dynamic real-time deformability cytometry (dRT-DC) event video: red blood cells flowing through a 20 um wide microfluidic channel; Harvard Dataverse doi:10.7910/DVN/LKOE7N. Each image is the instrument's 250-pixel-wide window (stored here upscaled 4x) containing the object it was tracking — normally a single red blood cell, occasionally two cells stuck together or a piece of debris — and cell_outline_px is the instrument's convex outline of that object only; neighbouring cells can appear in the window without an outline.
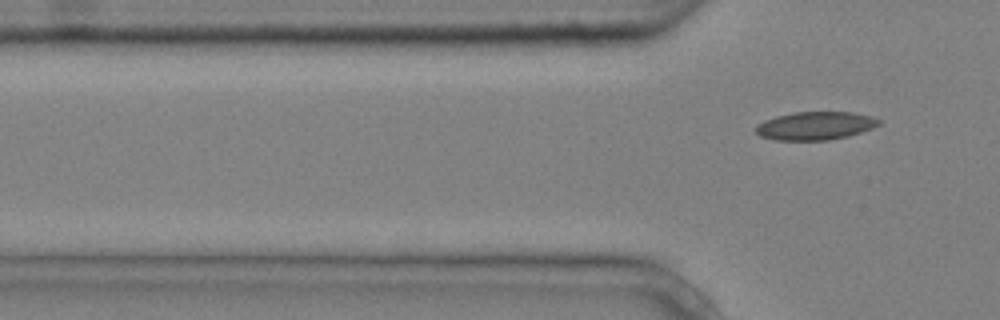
{"species": "common noctule bat (a hibernating species)", "species_latin": "Nyctalus noctula", "temperature_condition": "cold", "stored_images_in_passage": 5, "segment_of_instrument_passage": [2, 2], "camera_frame_rate_fps": 3000, "um_per_image_px": 0.085, "animal": {"sex": "male", "body_mass_g": 20.4}, "frame": {"image": 1, "passage_image": 5, "time_ms": 1.333, "image_size_px": [1000, 320], "cell_outline_px": [[880, 124], [872, 128], [848, 136], [828, 140], [776, 140], [760, 136], [756, 132], [756, 124], [764, 120], [776, 116], [792, 112], [852, 112], [872, 116], [880, 120]], "centroid_in_image_um": [69.28, 10.68], "position_along_channel_um": 56.5, "area_um2": 20.23}}